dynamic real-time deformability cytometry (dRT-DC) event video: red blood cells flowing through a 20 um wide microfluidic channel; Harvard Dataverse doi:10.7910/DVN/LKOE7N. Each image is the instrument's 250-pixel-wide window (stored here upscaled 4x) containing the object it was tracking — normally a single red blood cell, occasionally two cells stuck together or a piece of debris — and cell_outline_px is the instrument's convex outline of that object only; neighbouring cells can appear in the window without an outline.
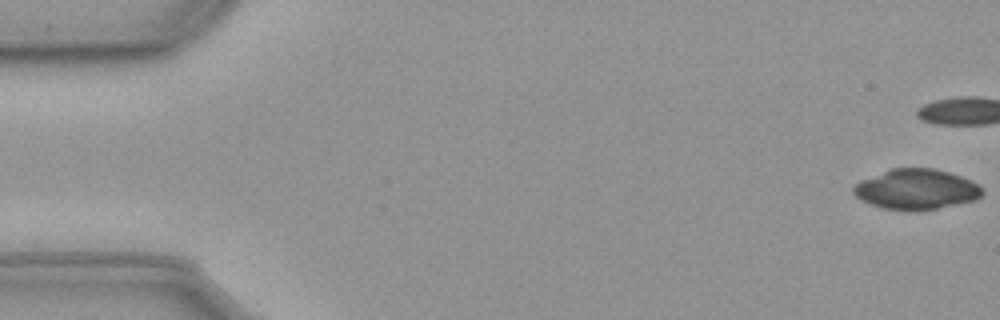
{"species": "common noctule bat (a hibernating species)", "species_latin": "Nyctalus noctula", "temperature_condition": "cold", "stored_images_in_passage": 44, "camera_frame_rate_fps": 3000, "um_per_image_px": 0.085, "animal": {"sex": "male", "body_mass_g": 23.1, "forearm_length_mm": 52.7}, "frame": {"image": 1, "passage_image": 1, "time_ms": 0.0, "image_size_px": [1000, 320], "cell_outline_px": [[984, 192], [976, 200], [936, 208], [884, 208], [872, 204], [856, 196], [852, 192], [852, 188], [860, 180], [892, 168], [932, 168], [948, 172], [972, 180], [980, 184], [984, 188]], "centroid_in_image_um": [77.93, 16.05], "position_along_channel_um": 7.1, "area_um2": 29.54}}